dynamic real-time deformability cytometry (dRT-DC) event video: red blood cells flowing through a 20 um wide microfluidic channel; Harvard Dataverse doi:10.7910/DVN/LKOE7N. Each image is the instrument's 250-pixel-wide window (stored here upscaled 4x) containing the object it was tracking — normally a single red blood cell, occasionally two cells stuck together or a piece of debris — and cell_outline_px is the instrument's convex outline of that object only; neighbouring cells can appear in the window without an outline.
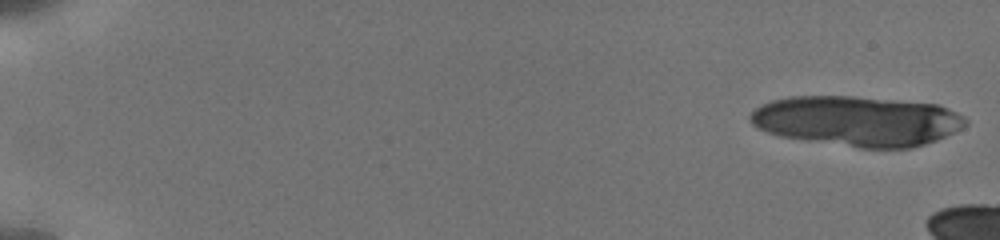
{"species": "human", "species_latin": "Homo sapiens", "temperature_condition": "cold", "stored_images_in_passage": 5, "camera_frame_rate_fps": 3000, "um_per_image_px": 0.085, "donor": {"sex": "male"}, "frame": {"image": 1, "passage_image": 1, "time_ms": 0.0, "image_size_px": [1000, 240], "cell_outline_px": [[968, 124], [936, 140], [912, 148], [860, 148], [780, 136], [756, 128], [748, 120], [748, 116], [760, 104], [772, 100], [788, 96], [852, 96], [940, 104], [964, 116], [968, 120]], "centroid_in_image_um": [72.84, 10.27], "position_along_channel_um": 12.2, "area_um2": 63.06}}